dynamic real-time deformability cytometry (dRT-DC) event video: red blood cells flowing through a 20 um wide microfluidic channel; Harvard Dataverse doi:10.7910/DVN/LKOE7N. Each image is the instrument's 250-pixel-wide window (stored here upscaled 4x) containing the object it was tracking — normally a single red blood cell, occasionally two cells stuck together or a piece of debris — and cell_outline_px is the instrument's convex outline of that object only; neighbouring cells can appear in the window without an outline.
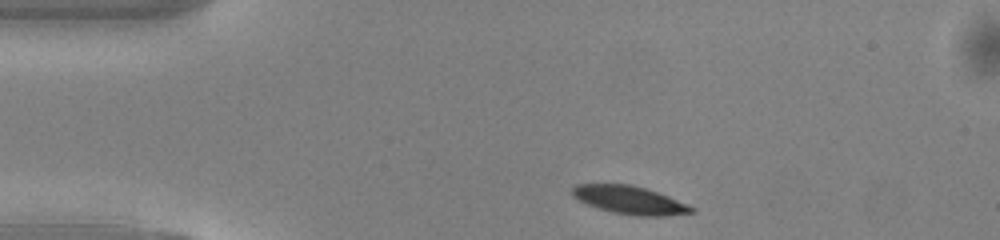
{"species": "common noctule bat (a hibernating species)", "species_latin": "Nyctalus noctula", "temperature_condition": "warm", "stored_images_in_passage": 41, "camera_frame_rate_fps": 3000, "um_per_image_px": 0.085, "animal": {"sex": "male", "body_mass_g": 13.0, "forearm_length_mm": 53.1}, "frame": {"image": 1, "passage_image": 1, "time_ms": 0.0, "image_size_px": [1000, 240], "cell_outline_px": [[696, 212], [664, 216], [636, 216], [612, 212], [588, 204], [572, 196], [572, 188], [576, 184], [628, 184], [644, 188], [668, 196], [696, 208]], "centroid_in_image_um": [53.54, 17.01], "position_along_channel_um": 31.5, "area_um2": 19.31}}
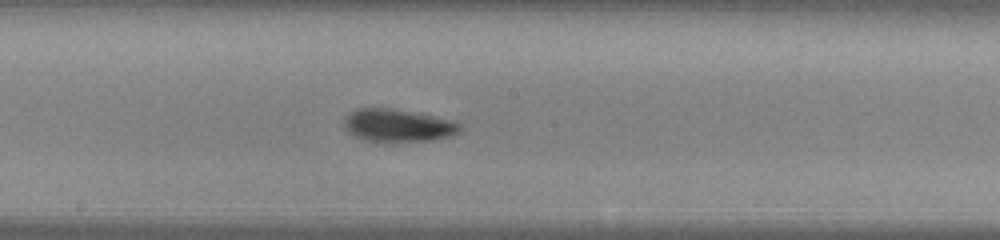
{"frame": {"image": 2, "passage_image": 18, "time_ms": 5.667, "image_size_px": [1000, 240], "cell_outline_px": [[460, 132], [452, 136], [436, 140], [364, 140], [348, 132], [344, 124], [344, 116], [348, 112], [356, 108], [388, 108], [432, 116], [452, 120], [460, 124]], "centroid_in_image_um": [33.8, 10.64], "position_along_channel_um": 214.4, "area_um2": 21.62}}
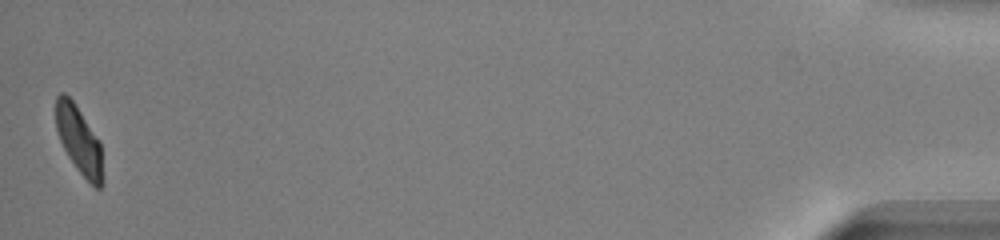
{"frame": {"image": 3, "passage_image": 41, "time_ms": 13.333, "image_size_px": [1000, 240], "cell_outline_px": [[104, 184], [100, 188], [96, 188], [76, 168], [68, 156], [60, 140], [56, 128], [56, 96], [60, 92], [64, 92], [72, 100], [100, 140], [104, 176]], "centroid_in_image_um": [6.74, 11.94], "position_along_channel_um": 428.5, "area_um2": 18.55}, "authors_computed_cell_mechanics": {"area_um2": 20.519, "velocity_mm_per_s": 4.0884, "shape_relaxation_time_tau1_ms": 2.0282, "shape_relaxation_time_tau2_ms": 1.7732, "deformation_change_tau1": 0.1174, "deformation_change_tau2": 0.0694}}